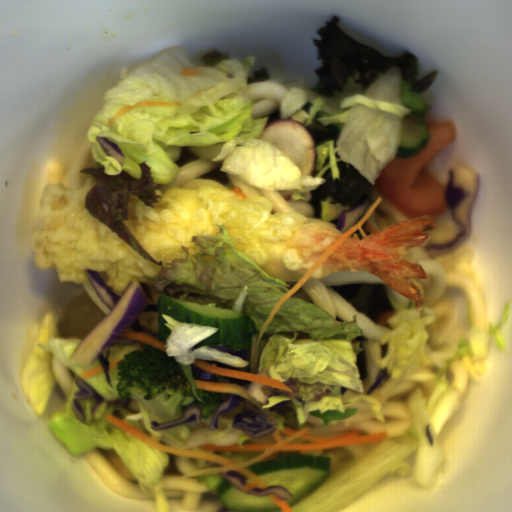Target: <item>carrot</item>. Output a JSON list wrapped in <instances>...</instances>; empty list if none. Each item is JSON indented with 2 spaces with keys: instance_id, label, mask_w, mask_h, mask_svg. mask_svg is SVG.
I'll use <instances>...</instances> for the list:
<instances>
[{
  "instance_id": "7",
  "label": "carrot",
  "mask_w": 512,
  "mask_h": 512,
  "mask_svg": "<svg viewBox=\"0 0 512 512\" xmlns=\"http://www.w3.org/2000/svg\"><path fill=\"white\" fill-rule=\"evenodd\" d=\"M274 503L280 506L282 512H294L288 502L284 499H279L272 493L267 495Z\"/></svg>"
},
{
  "instance_id": "8",
  "label": "carrot",
  "mask_w": 512,
  "mask_h": 512,
  "mask_svg": "<svg viewBox=\"0 0 512 512\" xmlns=\"http://www.w3.org/2000/svg\"><path fill=\"white\" fill-rule=\"evenodd\" d=\"M204 68H181V73H183L184 75H196L198 74L201 70H203Z\"/></svg>"
},
{
  "instance_id": "4",
  "label": "carrot",
  "mask_w": 512,
  "mask_h": 512,
  "mask_svg": "<svg viewBox=\"0 0 512 512\" xmlns=\"http://www.w3.org/2000/svg\"><path fill=\"white\" fill-rule=\"evenodd\" d=\"M194 380V379H193ZM196 384V389L226 394V395H241L255 406H257L261 413L268 416L266 417V421L276 420L275 411H270L269 408H262L264 403L254 397L249 391H247L243 386H240L236 383H222V382H208L207 380H194Z\"/></svg>"
},
{
  "instance_id": "2",
  "label": "carrot",
  "mask_w": 512,
  "mask_h": 512,
  "mask_svg": "<svg viewBox=\"0 0 512 512\" xmlns=\"http://www.w3.org/2000/svg\"><path fill=\"white\" fill-rule=\"evenodd\" d=\"M383 198L380 196L373 202V204L368 208V210L363 214V216L354 223L351 227L346 229L342 232V234L317 258V260L313 263V265L308 269V271L293 285L291 286L287 291H285L281 297L278 299V301L275 303V305L272 307L270 313L268 314L267 318L261 325L257 339L258 343L262 339L264 333L266 332L269 324L271 323L273 317L276 315V313L279 311V309L282 307V305L285 303V301L291 297L305 282H307L313 273L316 271L318 266L323 263L326 259H328L333 252L349 237L351 236L356 230L359 229L362 236L365 238L368 236L366 232L363 230L362 226L363 224L372 216V214L375 212V210L379 207L381 204Z\"/></svg>"
},
{
  "instance_id": "6",
  "label": "carrot",
  "mask_w": 512,
  "mask_h": 512,
  "mask_svg": "<svg viewBox=\"0 0 512 512\" xmlns=\"http://www.w3.org/2000/svg\"><path fill=\"white\" fill-rule=\"evenodd\" d=\"M150 106H182L178 101H138L134 105H125L119 112L111 116L109 120L110 127L125 113L136 107H150Z\"/></svg>"
},
{
  "instance_id": "5",
  "label": "carrot",
  "mask_w": 512,
  "mask_h": 512,
  "mask_svg": "<svg viewBox=\"0 0 512 512\" xmlns=\"http://www.w3.org/2000/svg\"><path fill=\"white\" fill-rule=\"evenodd\" d=\"M118 337L129 338L142 342L146 345L162 350L164 353L167 349V347L164 346L165 341L159 340L141 331L124 330Z\"/></svg>"
},
{
  "instance_id": "3",
  "label": "carrot",
  "mask_w": 512,
  "mask_h": 512,
  "mask_svg": "<svg viewBox=\"0 0 512 512\" xmlns=\"http://www.w3.org/2000/svg\"><path fill=\"white\" fill-rule=\"evenodd\" d=\"M191 364L195 367H198L200 369H203L205 371L211 372V373L219 375V376L239 379V380L248 381V382H254V383H258V384L272 387L275 389H279L282 391L293 392V390L290 387H288L285 383L280 382L275 379L265 377V376H261L258 374H254V373H250V372H246V371L230 370V369H226V368L217 367V366H214L202 359H196V358H195L194 363H191Z\"/></svg>"
},
{
  "instance_id": "1",
  "label": "carrot",
  "mask_w": 512,
  "mask_h": 512,
  "mask_svg": "<svg viewBox=\"0 0 512 512\" xmlns=\"http://www.w3.org/2000/svg\"><path fill=\"white\" fill-rule=\"evenodd\" d=\"M105 418L111 424L115 425L116 427L122 429L128 434L144 442L150 448L180 457L197 458L223 466L197 469L192 472L186 473L183 477L212 474L226 470H234L240 472L243 476L247 477L252 481L245 482L241 486V491L245 492H249L257 487H259L261 490L269 487L263 480L258 478L245 467L274 458L281 451H300L303 454L308 450H321L355 444L370 443L384 440L387 437H389L386 431L359 436L360 431H356L353 429L346 434L339 435L336 437H321L310 435L308 432L312 428H309L307 426L302 429H294L284 425L283 429L275 428L271 432V435L275 442L242 443L243 448H241L238 442L232 445H214L209 442L205 444H200L198 446L200 449H205L209 451L262 452L244 462H236L231 459L206 452L184 450L158 443L148 435L129 426L128 424L122 422L121 420L117 419L114 416L107 414Z\"/></svg>"
}]
</instances>
